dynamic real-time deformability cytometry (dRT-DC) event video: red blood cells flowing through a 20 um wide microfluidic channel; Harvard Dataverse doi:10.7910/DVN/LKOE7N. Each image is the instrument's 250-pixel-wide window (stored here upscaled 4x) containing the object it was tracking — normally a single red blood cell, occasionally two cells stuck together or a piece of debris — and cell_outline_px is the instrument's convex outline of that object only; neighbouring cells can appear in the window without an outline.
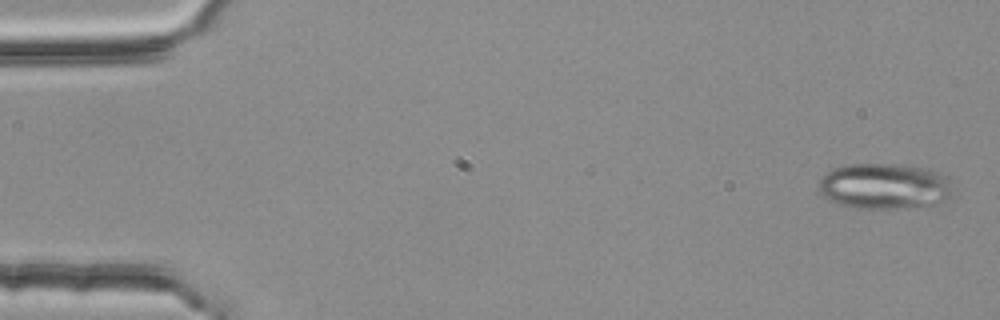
{"species": "common noctule bat (a hibernating species)", "species_latin": "Nyctalus noctula", "temperature_condition": "room temperature", "stored_images_in_passage": 4, "camera_frame_rate_fps": 3000, "um_per_image_px": 0.085, "animal": {"sex": "female", "body_mass_g": 25.1}, "frame": {"image": 1, "passage_image": 1, "time_ms": 0.0, "image_size_px": [1000, 320], "cell_outline_px": [[952, 196], [936, 208], [852, 208], [828, 200], [820, 192], [820, 180], [824, 172], [832, 168], [852, 164], [896, 164], [924, 168], [948, 176], [952, 192]], "centroid_in_image_um": [75.24, 15.86], "position_along_channel_um": 9.8, "area_um2": 36.53}}